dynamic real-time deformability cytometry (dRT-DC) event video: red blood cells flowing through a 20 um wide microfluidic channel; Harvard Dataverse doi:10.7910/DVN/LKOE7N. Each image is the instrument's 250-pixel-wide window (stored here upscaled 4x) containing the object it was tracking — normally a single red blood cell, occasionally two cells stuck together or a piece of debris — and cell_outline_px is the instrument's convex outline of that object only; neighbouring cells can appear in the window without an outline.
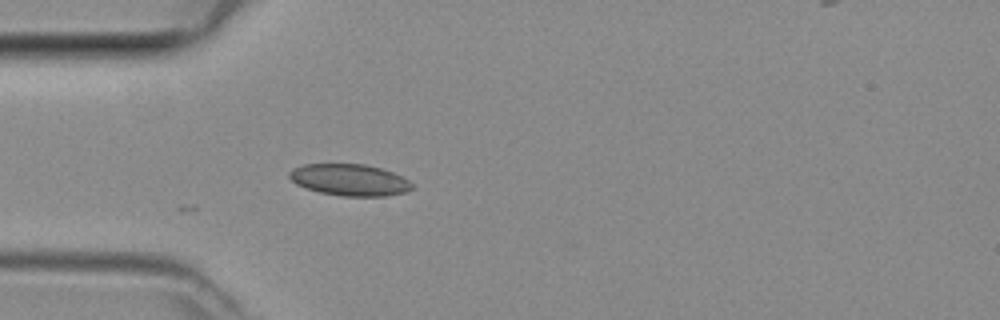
{"species": "common noctule bat (a hibernating species)", "species_latin": "Nyctalus noctula", "temperature_condition": "room temperature", "stored_images_in_passage": 2, "camera_frame_rate_fps": 3000, "um_per_image_px": 0.085, "animal": {"sex": "female", "body_mass_g": 29.2, "forearm_length_mm": 56.3}, "frame": {"image": 1, "passage_image": 2, "time_ms": 0.333, "image_size_px": [1000, 320], "cell_outline_px": [[412, 188], [404, 192], [388, 196], [340, 196], [320, 192], [296, 184], [288, 176], [288, 172], [292, 168], [304, 164], [364, 164], [380, 168], [392, 172], [408, 180], [412, 184]], "centroid_in_image_um": [29.69, 15.29], "position_along_channel_um": 55.3, "area_um2": 22.48}}